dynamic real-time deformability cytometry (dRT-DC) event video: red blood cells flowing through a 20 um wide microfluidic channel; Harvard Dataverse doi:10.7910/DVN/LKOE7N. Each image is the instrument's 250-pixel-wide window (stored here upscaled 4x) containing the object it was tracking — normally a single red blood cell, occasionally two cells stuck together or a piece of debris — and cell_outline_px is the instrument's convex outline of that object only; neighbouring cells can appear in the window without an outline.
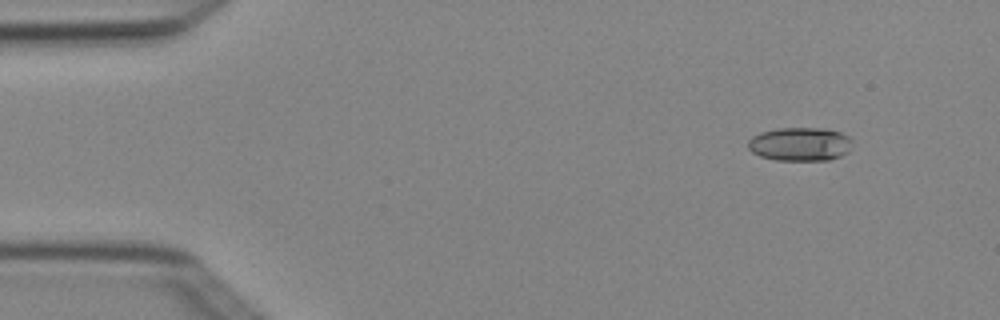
{"species": "Egyptian fruit bat (a non-hibernating species)", "species_latin": "Rousettus aegyptiacus", "temperature_condition": "cold", "stored_images_in_passage": 5, "camera_frame_rate_fps": 3000, "um_per_image_px": 0.085, "animal": {"sex": "female"}, "frame": {"image": 1, "passage_image": 2, "time_ms": 0.333, "image_size_px": [1000, 320], "cell_outline_px": [[852, 140], [848, 152], [840, 156], [828, 160], [776, 160], [760, 156], [752, 152], [748, 148], [748, 140], [752, 136], [760, 132], [780, 128], [820, 128], [840, 132], [848, 136]], "centroid_in_image_um": [67.98, 12.25], "position_along_channel_um": 17.0, "area_um2": 20.4}}
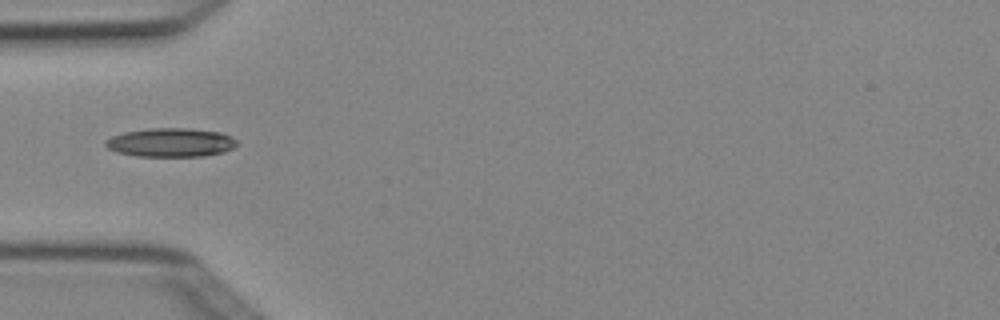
{"frame": {"image": 2, "passage_image": 5, "time_ms": 1.333, "image_size_px": [1000, 320], "cell_outline_px": [[236, 144], [232, 148], [224, 152], [204, 156], [136, 156], [116, 152], [108, 148], [104, 144], [104, 140], [112, 136], [124, 132], [148, 128], [188, 128], [220, 132], [232, 136], [236, 140]], "centroid_in_image_um": [14.49, 12.11], "position_along_channel_um": 70.5, "area_um2": 22.14}}